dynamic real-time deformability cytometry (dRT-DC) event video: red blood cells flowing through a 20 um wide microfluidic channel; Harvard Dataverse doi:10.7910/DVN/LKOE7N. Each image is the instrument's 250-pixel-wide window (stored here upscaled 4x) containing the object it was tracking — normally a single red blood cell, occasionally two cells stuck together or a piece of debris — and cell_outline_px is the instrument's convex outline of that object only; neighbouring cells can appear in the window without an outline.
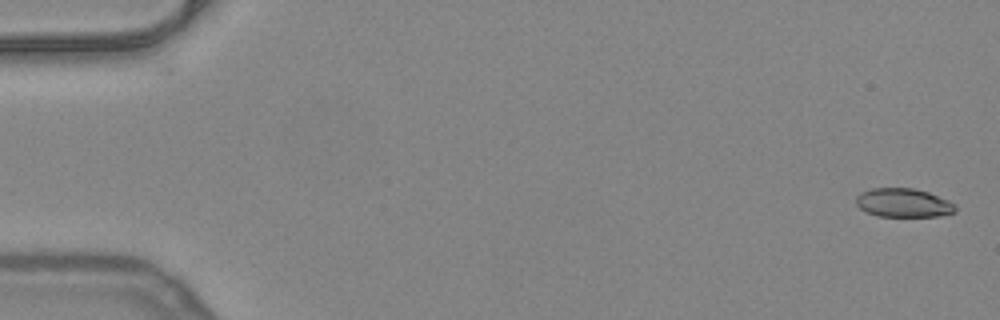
{"species": "common noctule bat (a hibernating species)", "species_latin": "Nyctalus noctula", "temperature_condition": "warm", "stored_images_in_passage": 51, "camera_frame_rate_fps": 3000, "um_per_image_px": 0.085, "animal": {"sex": "female", "body_mass_g": 24.6, "forearm_length_mm": 56.2}, "frame": {"image": 1, "passage_image": 1, "time_ms": 0.0, "image_size_px": [1000, 320], "cell_outline_px": [[956, 212], [940, 216], [876, 216], [860, 208], [856, 204], [856, 196], [860, 192], [872, 188], [912, 188], [928, 192], [948, 200], [956, 204]], "centroid_in_image_um": [76.8, 17.24], "position_along_channel_um": 8.2, "area_um2": 16.7}}
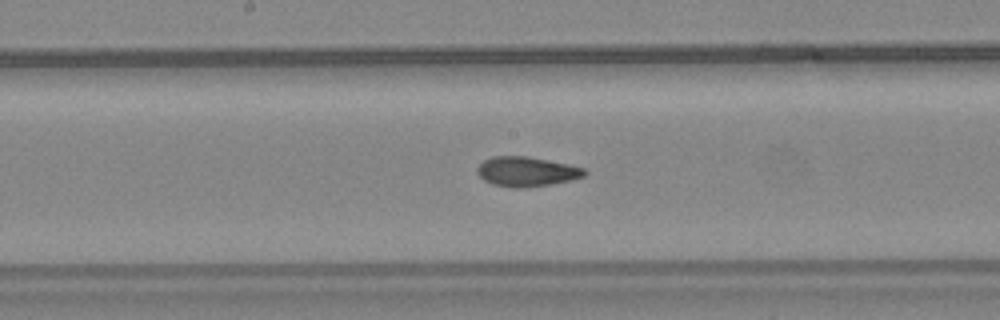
{"frame": {"image": 2, "passage_image": 27, "time_ms": 8.667, "image_size_px": [1000, 320], "cell_outline_px": [[588, 172], [584, 176], [572, 180], [528, 188], [512, 188], [492, 184], [484, 180], [476, 172], [476, 168], [484, 160], [492, 156], [528, 156], [568, 164], [584, 168]], "centroid_in_image_um": [44.75, 14.59], "position_along_channel_um": 203.4, "area_um2": 18.73}}
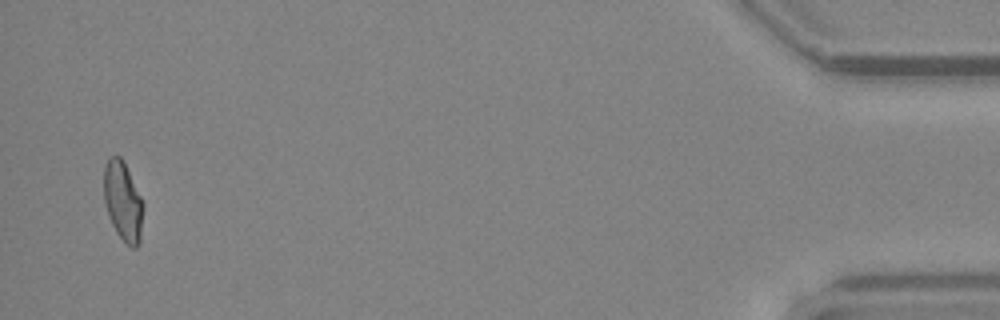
{"frame": {"image": 3, "passage_image": 50, "time_ms": 16.333, "image_size_px": [1000, 320], "cell_outline_px": [[144, 204], [140, 244], [136, 248], [132, 248], [124, 244], [116, 232], [112, 224], [104, 200], [104, 168], [108, 160], [112, 156], [120, 156], [124, 160]], "centroid_in_image_um": [10.47, 17.16], "position_along_channel_um": 424.7, "area_um2": 18.38}, "authors_computed_cell_mechanics": {"area_um2": 18.3804, "velocity_mm_per_s": 4.0157, "shape_relaxation_time_tau1_ms": null, "shape_relaxation_time_tau2_ms": 1.6336, "deformation_change_tau1": null, "deformation_change_tau2": 0.0715}}